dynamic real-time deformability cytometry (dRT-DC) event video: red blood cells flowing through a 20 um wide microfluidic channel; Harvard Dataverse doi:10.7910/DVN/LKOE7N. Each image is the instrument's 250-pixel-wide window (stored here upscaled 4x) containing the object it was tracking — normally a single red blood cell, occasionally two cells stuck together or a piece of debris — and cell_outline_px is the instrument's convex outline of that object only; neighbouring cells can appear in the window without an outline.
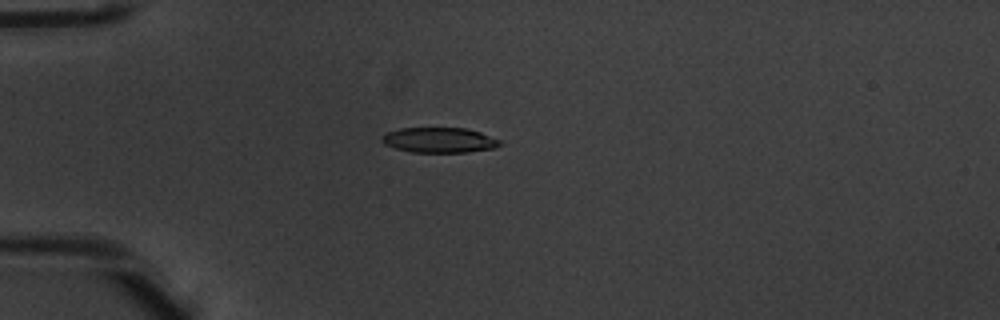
{"species": "common noctule bat (a hibernating species)", "species_latin": "Nyctalus noctula", "temperature_condition": "warm", "stored_images_in_passage": 5, "camera_frame_rate_fps": 3000, "um_per_image_px": 0.085, "animal": {"sex": "male", "body_mass_g": 20.1, "forearm_length_mm": 53.5}, "frame": {"image": 1, "passage_image": 4, "time_ms": 1.0, "image_size_px": [1000, 320], "cell_outline_px": [[504, 144], [496, 148], [468, 152], [412, 152], [396, 148], [384, 144], [380, 140], [380, 136], [388, 132], [400, 128], [464, 128], [480, 132], [500, 140]], "centroid_in_image_um": [37.35, 11.91], "position_along_channel_um": 47.6, "area_um2": 17.4}}